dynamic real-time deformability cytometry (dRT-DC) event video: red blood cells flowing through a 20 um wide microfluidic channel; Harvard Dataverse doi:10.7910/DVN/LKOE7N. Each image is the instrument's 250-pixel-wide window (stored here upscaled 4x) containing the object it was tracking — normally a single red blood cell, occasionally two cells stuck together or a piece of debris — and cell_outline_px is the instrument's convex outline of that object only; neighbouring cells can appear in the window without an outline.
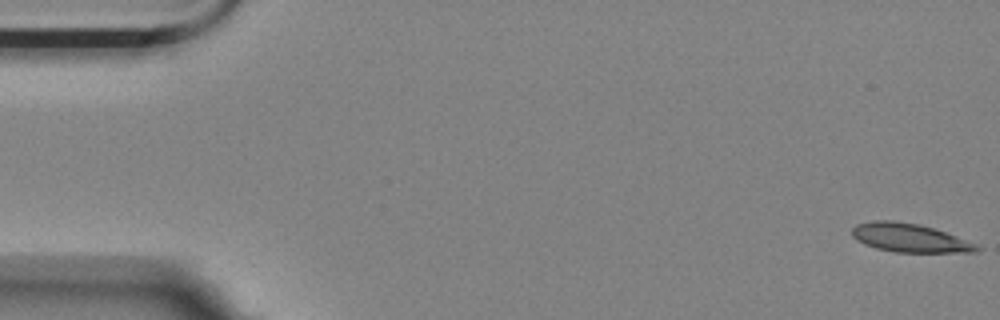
{"species": "Egyptian fruit bat (a non-hibernating species)", "species_latin": "Rousettus aegyptiacus", "temperature_condition": "room temperature", "stored_images_in_passage": 17, "camera_frame_rate_fps": 3000, "um_per_image_px": 0.085, "animal": {"sex": "female"}, "frame": {"image": 1, "passage_image": 1, "time_ms": 0.0, "image_size_px": [1000, 320], "cell_outline_px": [[984, 248], [976, 252], [896, 252], [876, 248], [864, 244], [856, 240], [852, 236], [852, 228], [856, 224], [872, 220], [892, 220], [916, 224], [932, 228], [944, 232], [976, 244]], "centroid_in_image_um": [77.28, 20.22], "position_along_channel_um": 7.7, "area_um2": 20.63}}